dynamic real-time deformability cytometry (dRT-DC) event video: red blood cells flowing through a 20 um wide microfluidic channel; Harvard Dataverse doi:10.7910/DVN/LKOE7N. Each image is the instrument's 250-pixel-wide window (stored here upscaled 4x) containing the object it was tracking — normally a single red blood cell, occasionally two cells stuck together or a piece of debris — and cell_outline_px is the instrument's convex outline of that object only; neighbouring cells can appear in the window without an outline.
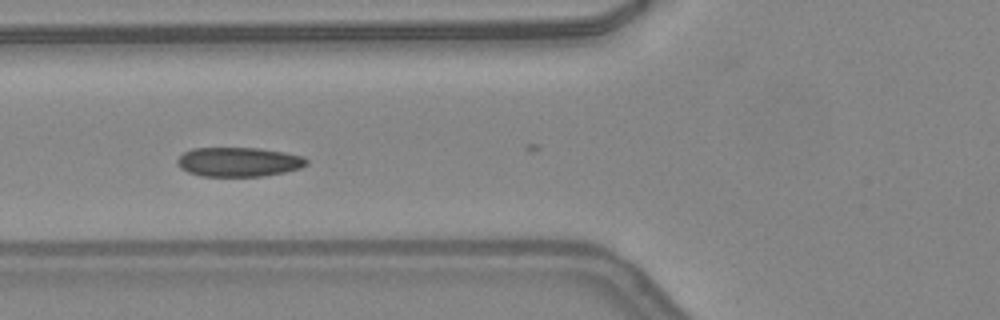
{"species": "common noctule bat (a hibernating species)", "species_latin": "Nyctalus noctula", "temperature_condition": "warm", "stored_images_in_passage": 33, "camera_frame_rate_fps": 3000, "um_per_image_px": 0.085, "animal": {"sex": "female", "body_mass_g": 24.6, "forearm_length_mm": 56.2}, "frame": {"image": 1, "passage_image": 5, "time_ms": 1.333, "image_size_px": [1000, 320], "cell_outline_px": [[308, 164], [300, 168], [284, 172], [264, 176], [200, 176], [188, 172], [180, 168], [176, 164], [176, 160], [184, 152], [192, 148], [260, 148], [284, 152], [304, 156], [308, 160]], "centroid_in_image_um": [20.28, 13.76], "position_along_channel_um": 105.5, "area_um2": 22.25}, "authors_computed_cell_mechanics": {"area_um2": 18.7272, "velocity_mm_per_s": 4.2404, "shape_relaxation_time_tau1_ms": 1.8786, "shape_relaxation_time_tau2_ms": 2.8411, "deformation_change_tau1": 0.0598, "deformation_change_tau2": 0.1058}}